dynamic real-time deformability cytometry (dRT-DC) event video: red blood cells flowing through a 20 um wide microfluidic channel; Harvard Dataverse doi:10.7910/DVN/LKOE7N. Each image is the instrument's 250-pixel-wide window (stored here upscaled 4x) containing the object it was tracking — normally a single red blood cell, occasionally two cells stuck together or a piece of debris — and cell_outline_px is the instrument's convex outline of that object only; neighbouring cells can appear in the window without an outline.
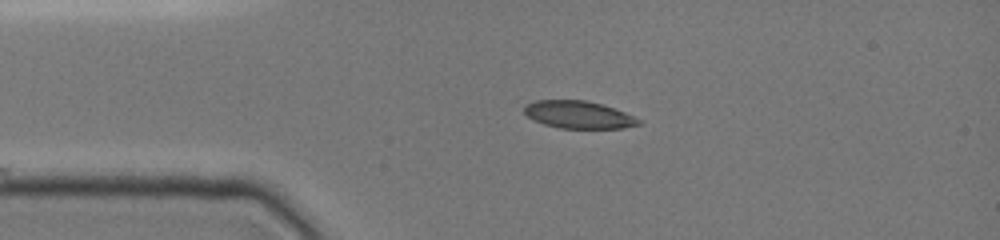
{"species": "common noctule bat (a hibernating species)", "species_latin": "Nyctalus noctula", "temperature_condition": "cold", "stored_images_in_passage": 10, "camera_frame_rate_fps": 3000, "um_per_image_px": 0.085, "animal": {"sex": "female", "body_mass_g": 19.0, "forearm_length_mm": 51.5}, "frame": {"image": 1, "passage_image": 1, "time_ms": 0.0, "image_size_px": [1000, 240], "cell_outline_px": [[644, 120], [640, 124], [624, 128], [560, 128], [544, 124], [528, 116], [524, 112], [524, 104], [536, 100], [584, 100], [600, 104], [624, 112]], "centroid_in_image_um": [49.19, 9.75], "position_along_channel_um": 35.8, "area_um2": 18.21}}